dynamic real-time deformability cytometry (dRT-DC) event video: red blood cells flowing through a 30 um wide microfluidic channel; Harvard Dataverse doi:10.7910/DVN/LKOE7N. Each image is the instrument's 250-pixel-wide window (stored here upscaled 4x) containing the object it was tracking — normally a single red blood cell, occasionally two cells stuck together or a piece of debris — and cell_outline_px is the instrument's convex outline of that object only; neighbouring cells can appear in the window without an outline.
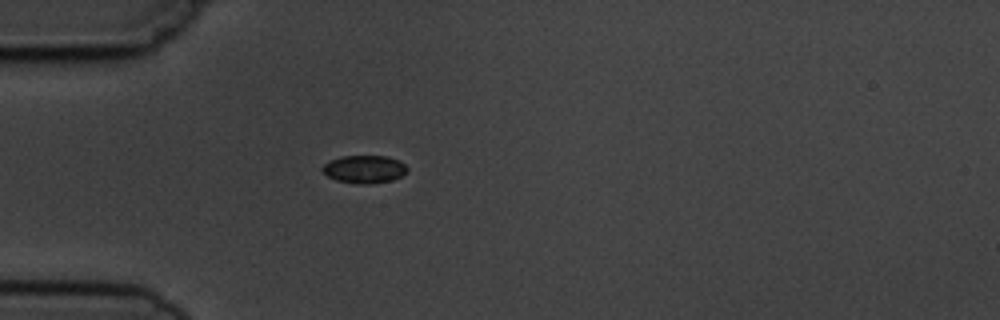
{"species": "common noctule bat (a hibernating species)", "species_latin": "Nyctalus noctula", "temperature_condition": "cold", "stored_images_in_passage": 4, "camera_frame_rate_fps": 3000, "um_per_image_px": 0.085, "animal": {"sex": "male", "body_mass_g": 19.5, "forearm_length_mm": 54.6}, "frame": {"image": 1, "passage_image": 4, "time_ms": 4.333, "image_size_px": [1000, 320], "cell_outline_px": [[408, 168], [400, 176], [392, 180], [368, 184], [360, 184], [336, 180], [328, 176], [320, 168], [324, 164], [340, 156], [388, 156], [400, 160]], "centroid_in_image_um": [30.96, 14.37], "position_along_channel_um": 54.0, "area_um2": 13.64}}